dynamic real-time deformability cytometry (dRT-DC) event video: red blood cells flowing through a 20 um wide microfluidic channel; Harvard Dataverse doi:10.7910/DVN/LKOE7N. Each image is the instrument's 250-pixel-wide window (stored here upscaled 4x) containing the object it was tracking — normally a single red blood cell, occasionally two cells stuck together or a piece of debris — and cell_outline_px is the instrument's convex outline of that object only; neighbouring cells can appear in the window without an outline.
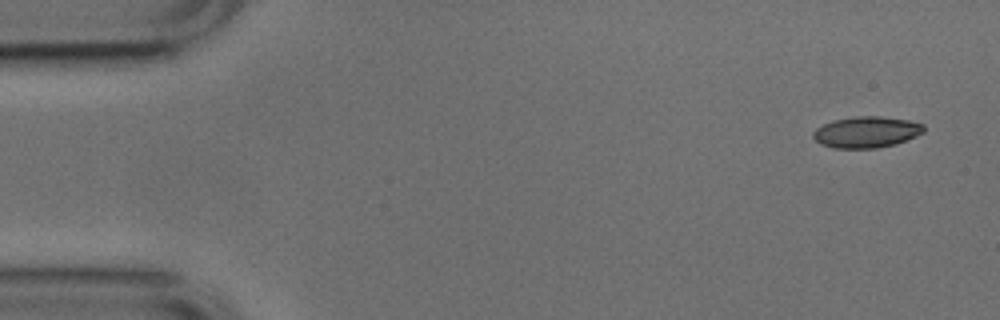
{"species": "common noctule bat (a hibernating species)", "species_latin": "Nyctalus noctula", "temperature_condition": "cold", "stored_images_in_passage": 51, "camera_frame_rate_fps": 3000, "um_per_image_px": 0.085, "animal": {"sex": "male", "body_mass_g": 17.9, "forearm_length_mm": 54.2}, "frame": {"image": 1, "passage_image": 1, "time_ms": 0.0, "image_size_px": [1000, 320], "cell_outline_px": [[924, 132], [916, 136], [892, 144], [876, 148], [832, 148], [820, 144], [812, 136], [812, 132], [816, 128], [832, 120], [856, 116], [880, 116], [908, 120], [924, 124]], "centroid_in_image_um": [73.61, 11.22], "position_along_channel_um": 11.4, "area_um2": 20.06}}
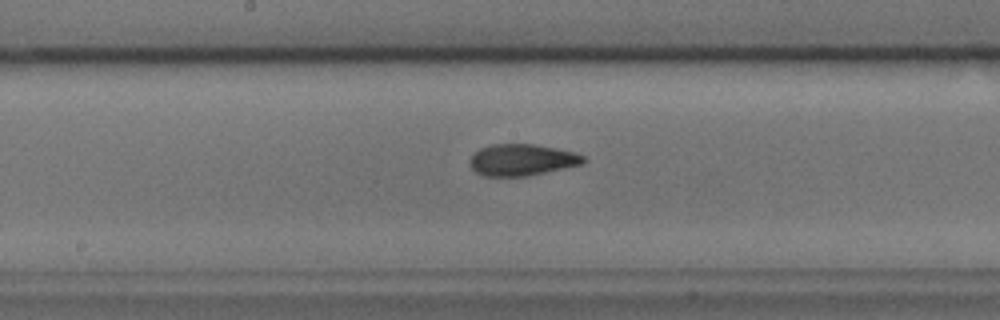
{"frame": {"image": 2, "passage_image": 25, "time_ms": 8.0, "image_size_px": [1000, 320], "cell_outline_px": [[588, 160], [584, 164], [528, 176], [484, 176], [476, 172], [468, 164], [468, 160], [480, 148], [492, 144], [532, 144], [556, 148], [576, 152], [584, 156]], "centroid_in_image_um": [44.39, 13.59], "position_along_channel_um": 203.8, "area_um2": 21.1}}
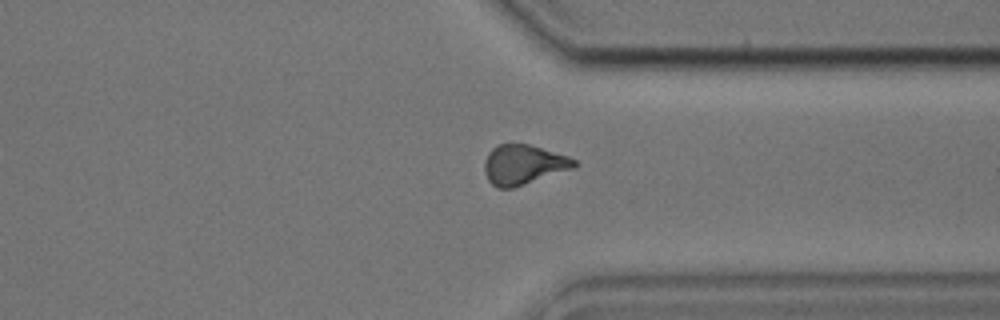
{"frame": {"image": 3, "passage_image": 38, "time_ms": 12.333, "image_size_px": [1000, 320], "cell_outline_px": [[576, 164], [572, 168], [512, 188], [496, 188], [488, 180], [484, 172], [484, 164], [488, 152], [492, 148], [500, 144], [528, 144], [568, 156], [576, 160]], "centroid_in_image_um": [44.44, 13.99], "position_along_channel_um": 367.0, "area_um2": 20.46}, "authors_computed_cell_mechanics": {"area_um2": 20.5768, "velocity_mm_per_s": 3.7817, "shape_relaxation_time_tau1_ms": 4.4194, "shape_relaxation_time_tau2_ms": 3.0424, "deformation_change_tau1": 0.1389, "deformation_change_tau2": 0.0883}}